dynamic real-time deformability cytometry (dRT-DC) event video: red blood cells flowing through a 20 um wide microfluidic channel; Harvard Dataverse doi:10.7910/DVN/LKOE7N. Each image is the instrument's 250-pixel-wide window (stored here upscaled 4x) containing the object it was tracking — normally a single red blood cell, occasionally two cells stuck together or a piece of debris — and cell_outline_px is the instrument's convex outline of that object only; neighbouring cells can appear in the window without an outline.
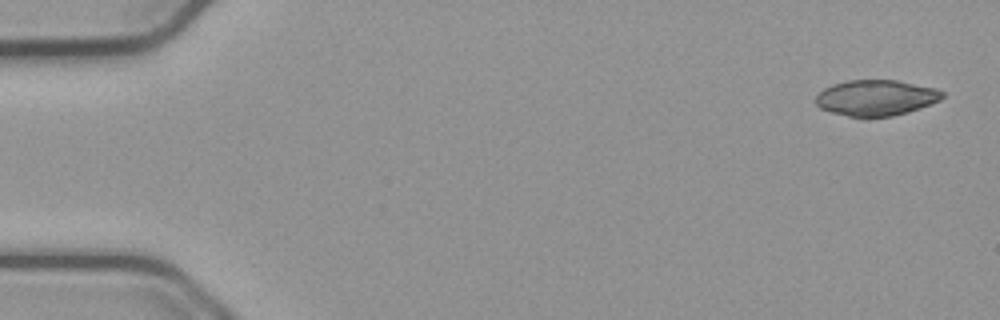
{"species": "common noctule bat (a hibernating species)", "species_latin": "Nyctalus noctula", "temperature_condition": "cold", "stored_images_in_passage": 53, "camera_frame_rate_fps": 3000, "um_per_image_px": 0.085, "animal": {"sex": "male", "body_mass_g": 23.1, "forearm_length_mm": 52.7}, "frame": {"image": 1, "passage_image": 1, "time_ms": 0.0, "image_size_px": [1000, 320], "cell_outline_px": [[944, 96], [940, 100], [920, 108], [908, 112], [892, 116], [848, 116], [832, 112], [820, 108], [816, 104], [816, 96], [824, 88], [832, 84], [848, 80], [896, 80], [936, 88], [944, 92]], "centroid_in_image_um": [74.47, 8.3], "position_along_channel_um": 10.5, "area_um2": 26.24}}
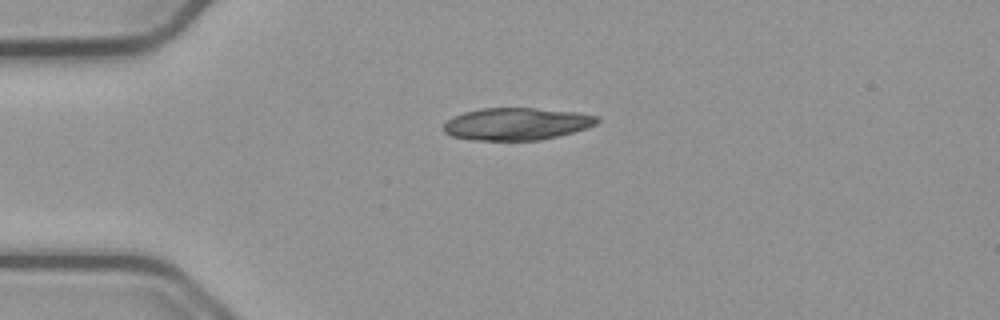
{"frame": {"image": 2, "passage_image": 12, "time_ms": 3.667, "image_size_px": [1000, 320], "cell_outline_px": [[600, 120], [596, 124], [572, 132], [540, 140], [472, 140], [452, 136], [444, 132], [444, 124], [452, 116], [464, 112], [480, 108], [532, 108], [576, 112], [600, 116]], "centroid_in_image_um": [43.89, 10.52], "position_along_channel_um": 41.1, "area_um2": 28.78}}